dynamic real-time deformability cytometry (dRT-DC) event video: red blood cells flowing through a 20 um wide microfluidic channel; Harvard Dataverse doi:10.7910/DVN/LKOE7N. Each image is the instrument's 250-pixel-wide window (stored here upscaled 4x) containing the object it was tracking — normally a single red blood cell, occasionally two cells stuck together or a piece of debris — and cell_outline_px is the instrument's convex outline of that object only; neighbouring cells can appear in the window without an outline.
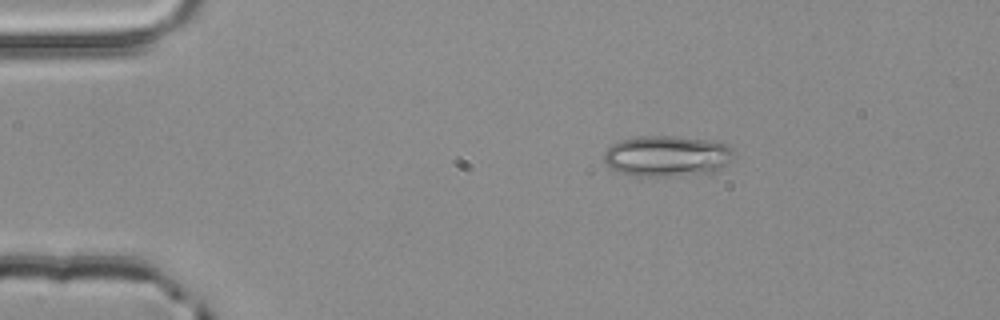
{"species": "common noctule bat (a hibernating species)", "species_latin": "Nyctalus noctula", "temperature_condition": "room temperature", "stored_images_in_passage": 3, "camera_frame_rate_fps": 3000, "um_per_image_px": 0.085, "animal": {"sex": "male", "body_mass_g": 20.4}, "frame": {"image": 1, "passage_image": 1, "time_ms": 0.0, "image_size_px": [1000, 320], "cell_outline_px": [[736, 152], [720, 168], [712, 172], [668, 176], [632, 176], [612, 168], [604, 160], [604, 152], [612, 144], [620, 140], [640, 136], [676, 136], [712, 140], [728, 144]], "centroid_in_image_um": [56.7, 13.24], "position_along_channel_um": 28.3, "area_um2": 30.81}}